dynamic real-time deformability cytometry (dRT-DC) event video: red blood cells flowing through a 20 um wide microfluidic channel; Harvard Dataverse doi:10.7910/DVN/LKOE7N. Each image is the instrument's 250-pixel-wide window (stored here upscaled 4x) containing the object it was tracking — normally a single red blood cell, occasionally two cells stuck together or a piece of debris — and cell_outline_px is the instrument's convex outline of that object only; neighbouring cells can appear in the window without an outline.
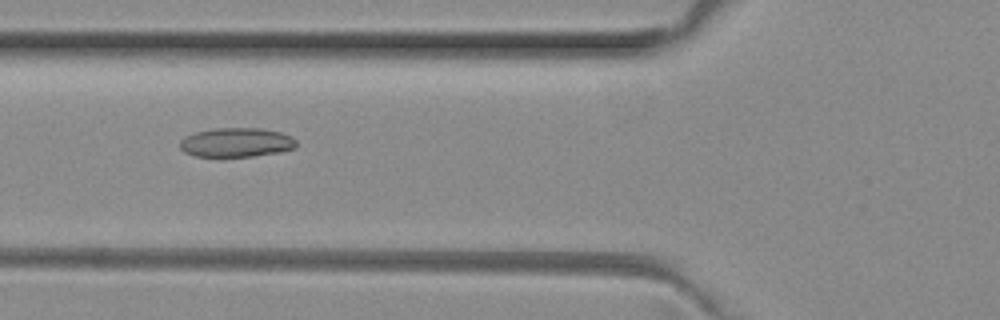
{"species": "common noctule bat (a hibernating species)", "species_latin": "Nyctalus noctula", "temperature_condition": "room temperature", "stored_images_in_passage": 6, "camera_frame_rate_fps": 3000, "um_per_image_px": 0.085, "animal": {"sex": "female", "body_mass_g": 29.2, "forearm_length_mm": 56.3}, "frame": {"image": 1, "passage_image": 3, "time_ms": 0.667, "image_size_px": [1000, 320], "cell_outline_px": [[296, 148], [280, 152], [252, 156], [196, 156], [184, 152], [180, 148], [180, 140], [184, 136], [196, 132], [216, 128], [260, 128], [280, 132], [292, 136], [296, 140]], "centroid_in_image_um": [20.1, 12.1], "position_along_channel_um": 105.7, "area_um2": 19.83}}
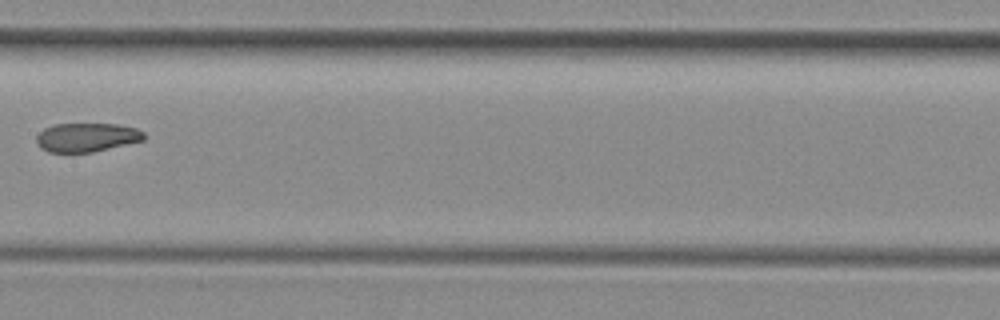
{"frame": {"image": 2, "passage_image": 5, "time_ms": 1.333, "image_size_px": [1000, 320], "cell_outline_px": [[144, 140], [92, 152], [48, 152], [40, 148], [36, 144], [36, 136], [44, 128], [56, 124], [120, 124], [136, 128], [144, 132]], "centroid_in_image_um": [7.35, 11.67], "position_along_channel_um": 200.1, "area_um2": 18.09}}
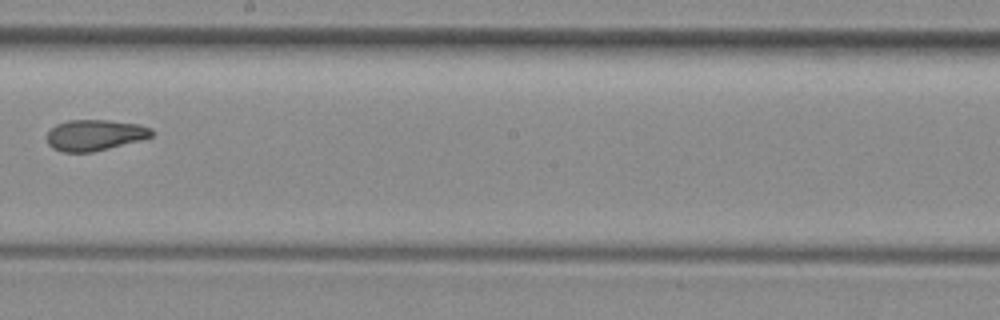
{"frame": {"image": 3, "passage_image": 6, "time_ms": 1.667, "image_size_px": [1000, 320], "cell_outline_px": [[152, 136], [108, 148], [92, 152], [64, 152], [52, 148], [48, 144], [48, 132], [56, 124], [68, 120], [108, 120], [140, 124], [152, 128]], "centroid_in_image_um": [8.04, 11.47], "position_along_channel_um": 240.2, "area_um2": 18.67}}